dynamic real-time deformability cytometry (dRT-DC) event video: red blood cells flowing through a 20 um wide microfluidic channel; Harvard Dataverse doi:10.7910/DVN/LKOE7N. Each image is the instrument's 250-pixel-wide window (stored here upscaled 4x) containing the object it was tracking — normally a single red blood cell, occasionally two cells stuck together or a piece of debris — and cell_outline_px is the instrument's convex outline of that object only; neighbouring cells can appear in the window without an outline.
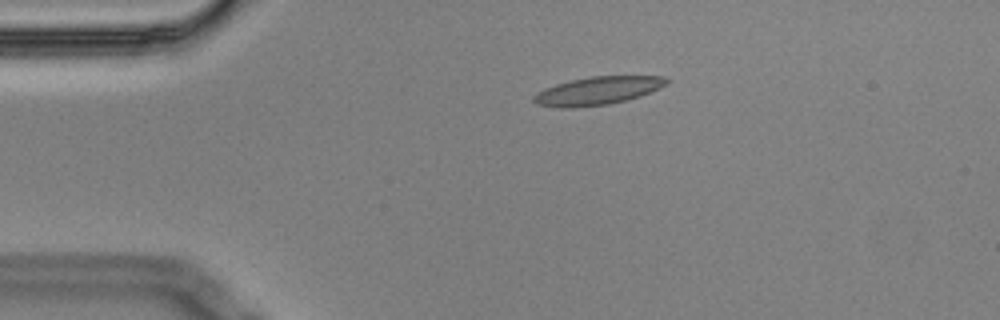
{"species": "Egyptian fruit bat (a non-hibernating species)", "species_latin": "Rousettus aegyptiacus", "temperature_condition": "cold", "stored_images_in_passage": 3, "camera_frame_rate_fps": 3000, "um_per_image_px": 0.085, "animal": {"sex": "male"}, "frame": {"image": 1, "passage_image": 1, "time_ms": 0.0, "image_size_px": [1000, 320], "cell_outline_px": [[672, 80], [640, 96], [608, 104], [576, 108], [560, 108], [536, 104], [532, 100], [532, 96], [536, 92], [544, 88], [556, 84], [572, 80], [592, 76], [664, 76]], "centroid_in_image_um": [50.72, 7.72], "position_along_channel_um": 34.3, "area_um2": 21.62}}